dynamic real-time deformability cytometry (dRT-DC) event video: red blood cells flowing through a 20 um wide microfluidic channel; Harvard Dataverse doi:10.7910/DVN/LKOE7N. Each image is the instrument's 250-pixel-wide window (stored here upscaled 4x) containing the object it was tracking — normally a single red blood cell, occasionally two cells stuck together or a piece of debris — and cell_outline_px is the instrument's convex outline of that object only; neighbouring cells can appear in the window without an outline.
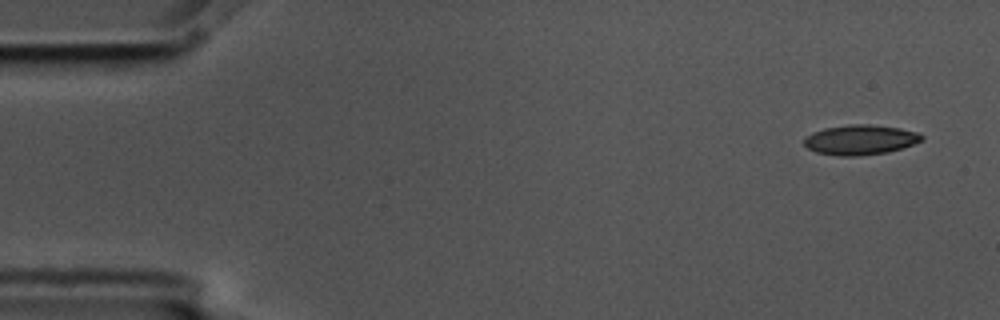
{"species": "common noctule bat (a hibernating species)", "species_latin": "Nyctalus noctula", "temperature_condition": "cold", "stored_images_in_passage": 5, "camera_frame_rate_fps": 3000, "um_per_image_px": 0.085, "animal": {"sex": "male", "body_mass_g": 17.5, "forearm_length_mm": 52.3}, "frame": {"image": 1, "passage_image": 1, "time_ms": 0.0, "image_size_px": [1000, 320], "cell_outline_px": [[924, 140], [888, 152], [856, 156], [836, 156], [816, 152], [808, 148], [804, 144], [804, 136], [812, 132], [824, 128], [848, 124], [868, 124], [900, 128], [916, 132], [924, 136]], "centroid_in_image_um": [73.09, 11.88], "position_along_channel_um": 11.9, "area_um2": 20.58}}
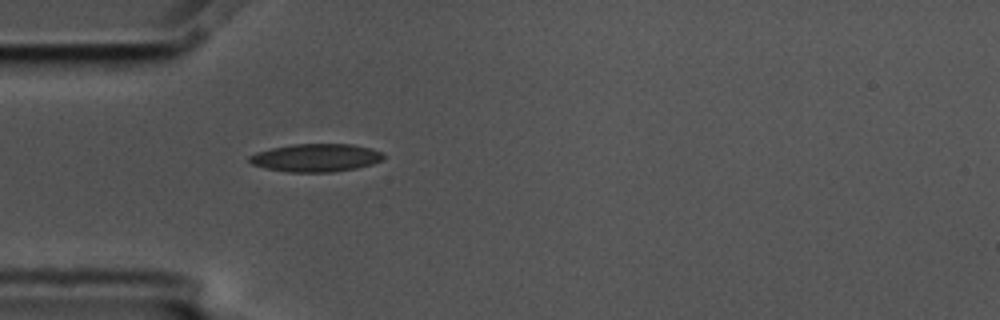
{"frame": {"image": 2, "passage_image": 5, "time_ms": 1.333, "image_size_px": [1000, 320], "cell_outline_px": [[384, 160], [372, 164], [356, 168], [332, 172], [288, 172], [264, 168], [252, 164], [248, 160], [248, 156], [256, 152], [272, 148], [292, 144], [352, 144], [372, 148], [380, 152], [384, 156]], "centroid_in_image_um": [26.84, 13.41], "position_along_channel_um": 58.2, "area_um2": 21.96}}